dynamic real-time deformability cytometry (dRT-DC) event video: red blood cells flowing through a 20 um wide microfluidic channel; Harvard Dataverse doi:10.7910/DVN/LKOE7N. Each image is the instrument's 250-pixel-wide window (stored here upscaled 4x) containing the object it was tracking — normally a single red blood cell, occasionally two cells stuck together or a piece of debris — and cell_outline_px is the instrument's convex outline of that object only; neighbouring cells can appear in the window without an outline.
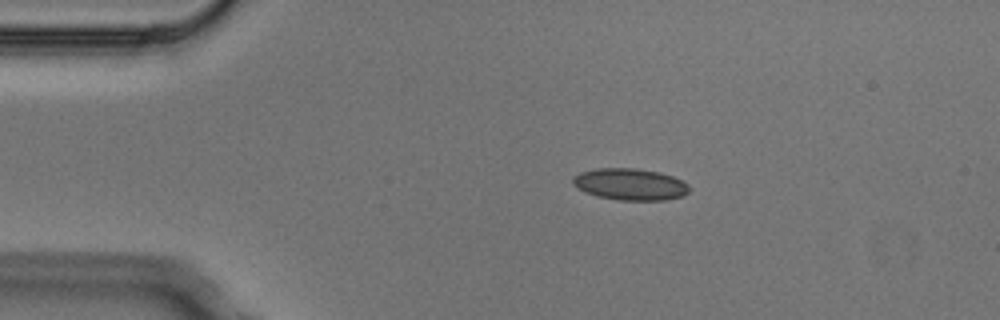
{"species": "Egyptian fruit bat (a non-hibernating species)", "species_latin": "Rousettus aegyptiacus", "temperature_condition": "cold", "stored_images_in_passage": 5, "camera_frame_rate_fps": 3000, "um_per_image_px": 0.085, "animal": {"sex": "male"}, "frame": {"image": 1, "passage_image": 3, "time_ms": 0.667, "image_size_px": [1000, 320], "cell_outline_px": [[692, 188], [684, 196], [668, 200], [616, 200], [596, 196], [584, 192], [576, 188], [572, 184], [572, 176], [580, 172], [596, 168], [636, 168], [660, 172], [672, 176], [688, 184]], "centroid_in_image_um": [53.54, 15.67], "position_along_channel_um": 31.5, "area_um2": 21.91}}
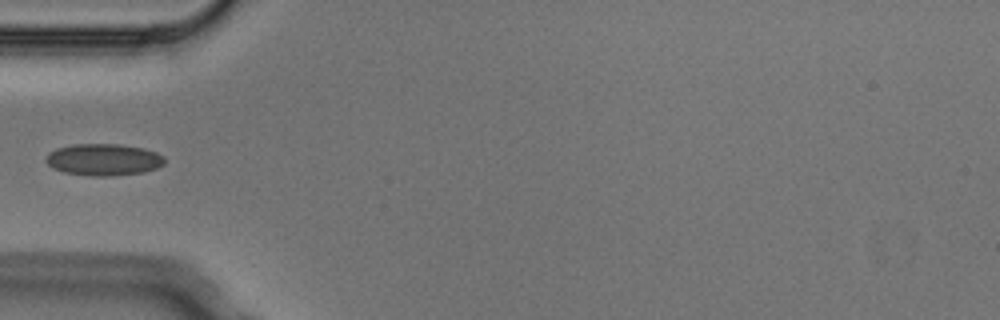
{"frame": {"image": 2, "passage_image": 5, "time_ms": 1.333, "image_size_px": [1000, 320], "cell_outline_px": [[164, 164], [156, 168], [144, 172], [112, 176], [92, 176], [64, 172], [52, 168], [44, 160], [48, 152], [56, 148], [72, 144], [120, 144], [144, 148], [156, 152], [164, 156]], "centroid_in_image_um": [8.79, 13.56], "position_along_channel_um": 76.2, "area_um2": 22.2}}